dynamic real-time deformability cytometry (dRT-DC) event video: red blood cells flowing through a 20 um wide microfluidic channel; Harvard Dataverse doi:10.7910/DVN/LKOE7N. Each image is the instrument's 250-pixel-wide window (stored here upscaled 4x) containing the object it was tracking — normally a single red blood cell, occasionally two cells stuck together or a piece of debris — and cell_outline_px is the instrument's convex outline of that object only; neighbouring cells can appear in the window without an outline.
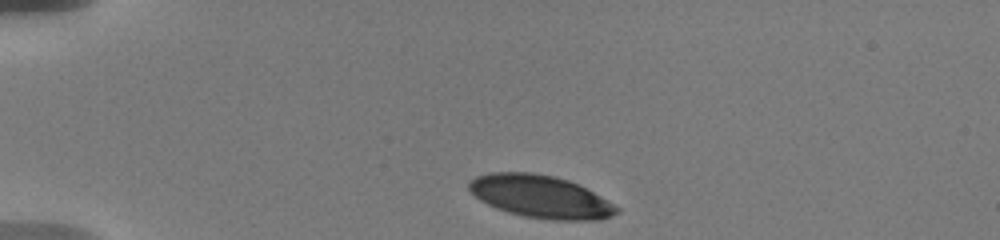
{"species": "human", "species_latin": "Homo sapiens", "temperature_condition": "warm", "stored_images_in_passage": 8, "camera_frame_rate_fps": 3000, "um_per_image_px": 0.085, "donor": {"sex": "male"}, "frame": {"image": 1, "passage_image": 1, "time_ms": 0.0, "image_size_px": [1000, 240], "cell_outline_px": [[620, 212], [612, 216], [600, 220], [552, 220], [524, 216], [508, 212], [488, 204], [480, 200], [468, 188], [468, 180], [476, 176], [488, 172], [532, 172], [552, 176], [568, 180], [600, 196], [620, 208]], "centroid_in_image_um": [45.93, 16.71], "position_along_channel_um": 39.1, "area_um2": 36.53}}
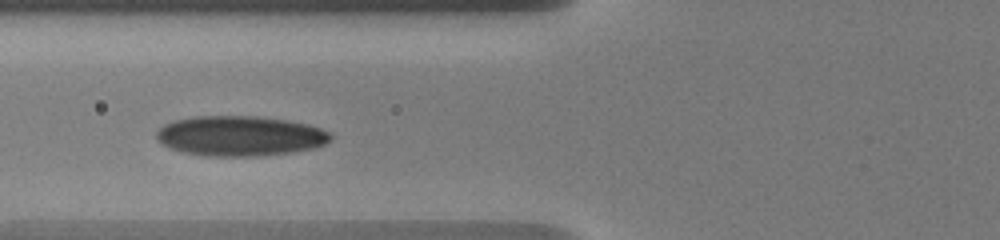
{"frame": {"image": 2, "passage_image": 6, "time_ms": 3.333, "image_size_px": [1000, 240], "cell_outline_px": [[332, 140], [316, 148], [292, 152], [260, 156], [204, 156], [180, 152], [160, 144], [156, 140], [156, 132], [164, 124], [172, 120], [196, 116], [260, 116], [288, 120], [308, 124], [332, 132]], "centroid_in_image_um": [20.4, 11.56], "position_along_channel_um": 105.4, "area_um2": 41.33}}
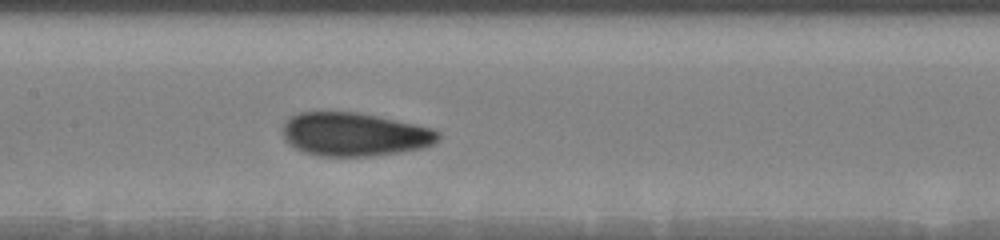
{"frame": {"image": 3, "passage_image": 8, "time_ms": 5.333, "image_size_px": [1000, 240], "cell_outline_px": [[440, 140], [432, 144], [420, 148], [396, 152], [368, 156], [320, 156], [304, 152], [288, 144], [284, 140], [280, 132], [288, 116], [296, 112], [356, 112], [416, 124], [432, 128], [440, 132]], "centroid_in_image_um": [30.06, 11.41], "position_along_channel_um": 177.3, "area_um2": 39.54}}